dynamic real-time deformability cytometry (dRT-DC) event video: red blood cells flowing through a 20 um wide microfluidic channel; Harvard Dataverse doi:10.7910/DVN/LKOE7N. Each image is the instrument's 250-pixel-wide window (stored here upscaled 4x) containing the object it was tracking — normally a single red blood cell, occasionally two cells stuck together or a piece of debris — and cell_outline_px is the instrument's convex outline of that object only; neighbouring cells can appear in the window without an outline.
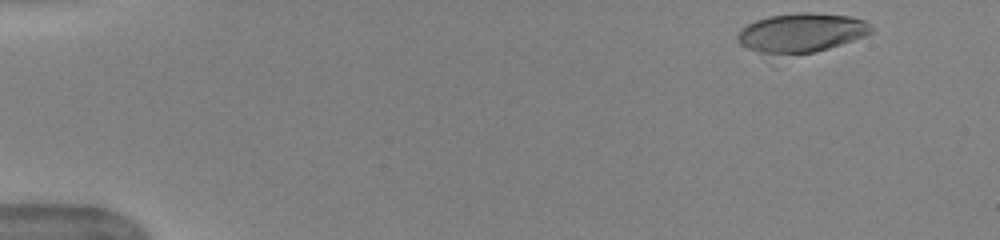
{"species": "human", "species_latin": "Homo sapiens", "temperature_condition": "warm", "stored_images_in_passage": 48, "camera_frame_rate_fps": 3000, "um_per_image_px": 0.085, "donor": {"sex": "female"}, "frame": {"image": 1, "passage_image": 2, "time_ms": 0.333, "image_size_px": [1000, 240], "cell_outline_px": [[872, 32], [864, 36], [776, 68], [744, 48], [736, 40], [736, 36], [748, 24], [756, 20], [768, 16], [796, 12], [812, 12], [852, 16], [864, 20], [872, 28]], "centroid_in_image_um": [67.93, 3.0], "position_along_channel_um": 17.1, "area_um2": 34.33}}
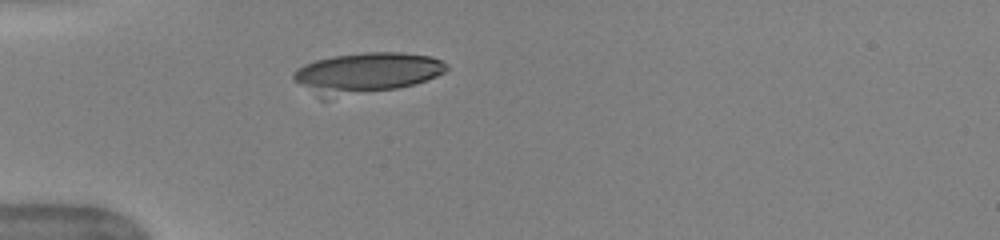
{"frame": {"image": 2, "passage_image": 13, "time_ms": 4.0, "image_size_px": [1000, 240], "cell_outline_px": [[448, 68], [444, 72], [436, 76], [412, 84], [396, 88], [324, 100], [320, 100], [300, 84], [292, 76], [292, 72], [304, 64], [316, 60], [332, 56], [364, 52], [400, 52], [432, 56], [448, 64]], "centroid_in_image_um": [31.09, 6.21], "position_along_channel_um": 53.9, "area_um2": 36.41}}
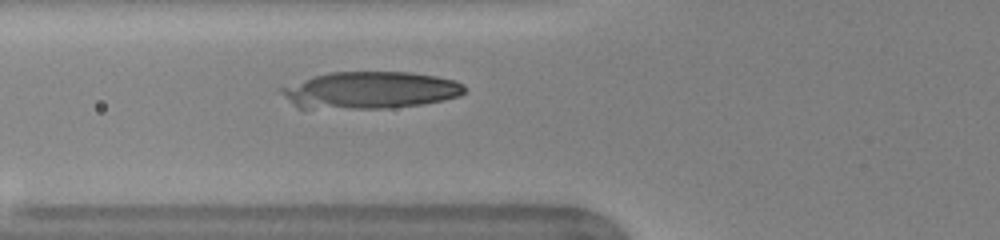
{"frame": {"image": 3, "passage_image": 17, "time_ms": 5.333, "image_size_px": [1000, 240], "cell_outline_px": [[468, 88], [460, 96], [444, 100], [420, 104], [388, 108], [296, 108], [276, 88], [312, 76], [328, 72], [408, 72], [436, 76], [456, 80], [464, 84]], "centroid_in_image_um": [31.45, 7.66], "position_along_channel_um": 94.4, "area_um2": 39.82}}